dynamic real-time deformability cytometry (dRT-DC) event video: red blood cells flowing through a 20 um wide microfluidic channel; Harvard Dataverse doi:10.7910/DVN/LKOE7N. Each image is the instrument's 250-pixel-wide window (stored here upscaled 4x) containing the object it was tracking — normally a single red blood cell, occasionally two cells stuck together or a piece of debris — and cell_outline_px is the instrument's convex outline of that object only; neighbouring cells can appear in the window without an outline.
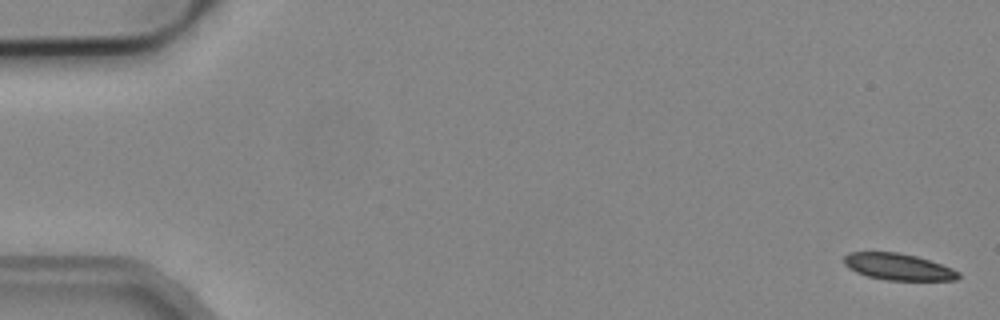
{"species": "common noctule bat (a hibernating species)", "species_latin": "Nyctalus noctula", "temperature_condition": "cold", "stored_images_in_passage": 5, "camera_frame_rate_fps": 3000, "um_per_image_px": 0.085, "animal": {"sex": "male", "body_mass_g": 19.2, "forearm_length_mm": 51.8}, "frame": {"image": 1, "passage_image": 1, "time_ms": 0.0, "image_size_px": [1000, 320], "cell_outline_px": [[960, 276], [956, 280], [884, 280], [868, 276], [856, 272], [848, 268], [844, 264], [844, 256], [848, 252], [896, 252], [916, 256], [952, 268], [960, 272]], "centroid_in_image_um": [76.33, 22.68], "position_along_channel_um": 8.7, "area_um2": 17.69}}